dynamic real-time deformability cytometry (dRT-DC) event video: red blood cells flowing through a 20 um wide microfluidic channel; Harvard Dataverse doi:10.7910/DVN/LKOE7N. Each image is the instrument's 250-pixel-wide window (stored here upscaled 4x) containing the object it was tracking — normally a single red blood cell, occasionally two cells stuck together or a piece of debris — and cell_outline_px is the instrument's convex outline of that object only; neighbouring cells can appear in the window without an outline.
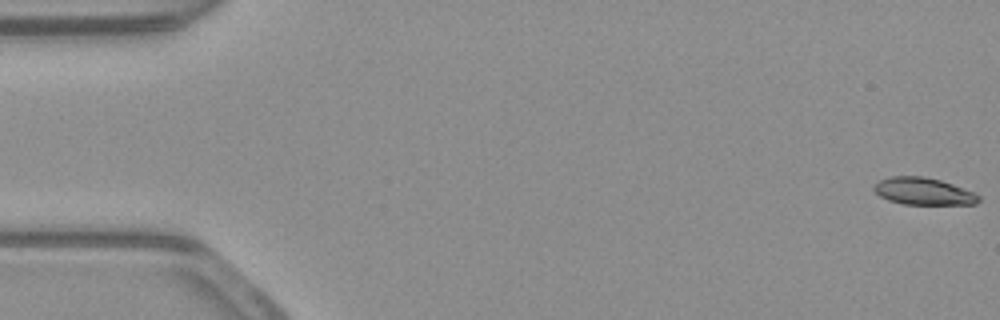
{"species": "common noctule bat (a hibernating species)", "species_latin": "Nyctalus noctula", "temperature_condition": "warm", "stored_images_in_passage": 18, "camera_frame_rate_fps": 3000, "um_per_image_px": 0.085, "animal": {"sex": "male", "body_mass_g": 23.1, "forearm_length_mm": 52.7}, "frame": {"image": 1, "passage_image": 1, "time_ms": 0.0, "image_size_px": [1000, 320], "cell_outline_px": [[980, 200], [976, 204], [904, 204], [888, 200], [880, 196], [872, 188], [880, 180], [892, 176], [924, 176], [940, 180], [952, 184], [972, 192], [980, 196]], "centroid_in_image_um": [78.48, 16.26], "position_along_channel_um": 6.5, "area_um2": 16.36}}
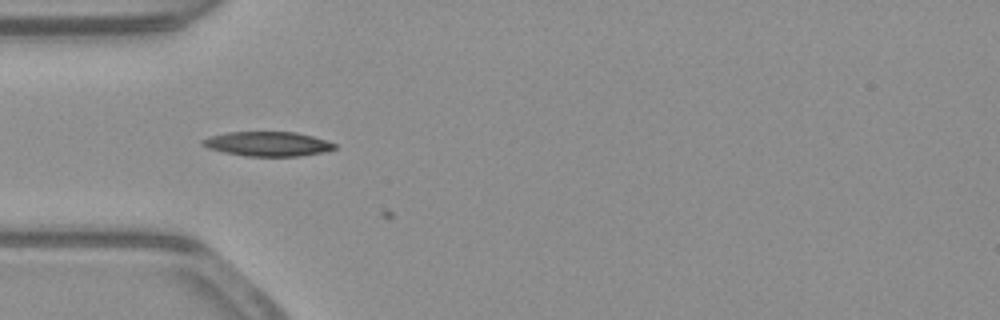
{"frame": {"image": 2, "passage_image": 17, "time_ms": 5.333, "image_size_px": [1000, 320], "cell_outline_px": [[336, 148], [324, 152], [300, 156], [248, 156], [224, 152], [208, 148], [200, 144], [200, 140], [212, 136], [228, 132], [296, 132], [312, 136], [336, 144]], "centroid_in_image_um": [22.74, 12.23], "position_along_channel_um": 62.3, "area_um2": 18.73}}